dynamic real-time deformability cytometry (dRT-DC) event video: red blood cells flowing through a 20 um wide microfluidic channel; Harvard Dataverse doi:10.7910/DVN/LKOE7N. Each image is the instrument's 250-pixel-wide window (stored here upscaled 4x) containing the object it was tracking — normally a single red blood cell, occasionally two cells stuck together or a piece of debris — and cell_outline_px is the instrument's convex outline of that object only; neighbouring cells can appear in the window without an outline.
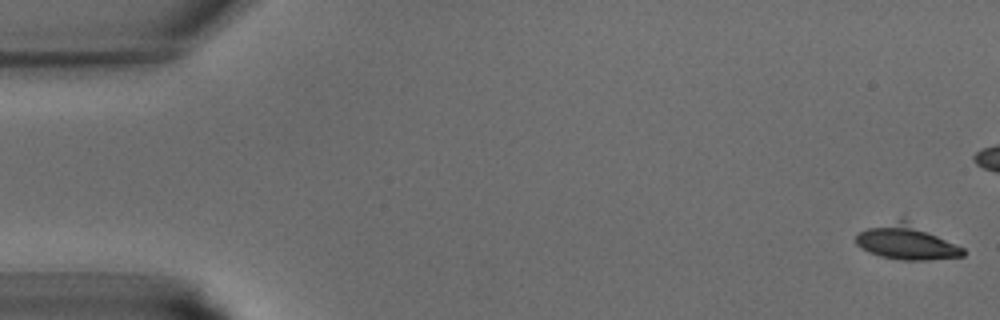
{"species": "common noctule bat (a hibernating species)", "species_latin": "Nyctalus noctula", "temperature_condition": "warm", "stored_images_in_passage": 8, "camera_frame_rate_fps": 3000, "um_per_image_px": 0.085, "animal": {"sex": "male", "body_mass_g": 15.6}, "frame": {"image": 1, "passage_image": 1, "time_ms": 0.0, "image_size_px": [1000, 320], "cell_outline_px": [[964, 256], [928, 260], [900, 260], [880, 256], [868, 252], [860, 248], [856, 244], [856, 236], [860, 232], [868, 228], [900, 220], [904, 220], [964, 248]], "centroid_in_image_um": [77.03, 20.63], "position_along_channel_um": 8.0, "area_um2": 20.92}}